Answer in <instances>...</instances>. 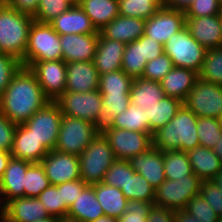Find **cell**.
Here are the masks:
<instances>
[{
  "label": "cell",
  "mask_w": 222,
  "mask_h": 222,
  "mask_svg": "<svg viewBox=\"0 0 222 222\" xmlns=\"http://www.w3.org/2000/svg\"><path fill=\"white\" fill-rule=\"evenodd\" d=\"M164 172L168 180H178L193 173L187 152L163 151Z\"/></svg>",
  "instance_id": "35"
},
{
  "label": "cell",
  "mask_w": 222,
  "mask_h": 222,
  "mask_svg": "<svg viewBox=\"0 0 222 222\" xmlns=\"http://www.w3.org/2000/svg\"><path fill=\"white\" fill-rule=\"evenodd\" d=\"M21 66V61H19L17 58L0 52V96L6 90L12 77Z\"/></svg>",
  "instance_id": "48"
},
{
  "label": "cell",
  "mask_w": 222,
  "mask_h": 222,
  "mask_svg": "<svg viewBox=\"0 0 222 222\" xmlns=\"http://www.w3.org/2000/svg\"><path fill=\"white\" fill-rule=\"evenodd\" d=\"M214 153L222 161V136L219 141L216 143V146L213 148Z\"/></svg>",
  "instance_id": "61"
},
{
  "label": "cell",
  "mask_w": 222,
  "mask_h": 222,
  "mask_svg": "<svg viewBox=\"0 0 222 222\" xmlns=\"http://www.w3.org/2000/svg\"><path fill=\"white\" fill-rule=\"evenodd\" d=\"M49 216L65 220V202H62L61 189L49 185L38 197Z\"/></svg>",
  "instance_id": "43"
},
{
  "label": "cell",
  "mask_w": 222,
  "mask_h": 222,
  "mask_svg": "<svg viewBox=\"0 0 222 222\" xmlns=\"http://www.w3.org/2000/svg\"><path fill=\"white\" fill-rule=\"evenodd\" d=\"M105 215L96 198L94 184L87 185L72 203L67 212L66 221L91 222Z\"/></svg>",
  "instance_id": "24"
},
{
  "label": "cell",
  "mask_w": 222,
  "mask_h": 222,
  "mask_svg": "<svg viewBox=\"0 0 222 222\" xmlns=\"http://www.w3.org/2000/svg\"><path fill=\"white\" fill-rule=\"evenodd\" d=\"M100 132L94 123L63 115L55 150L79 156Z\"/></svg>",
  "instance_id": "6"
},
{
  "label": "cell",
  "mask_w": 222,
  "mask_h": 222,
  "mask_svg": "<svg viewBox=\"0 0 222 222\" xmlns=\"http://www.w3.org/2000/svg\"><path fill=\"white\" fill-rule=\"evenodd\" d=\"M194 0H164V6L172 10L185 12Z\"/></svg>",
  "instance_id": "57"
},
{
  "label": "cell",
  "mask_w": 222,
  "mask_h": 222,
  "mask_svg": "<svg viewBox=\"0 0 222 222\" xmlns=\"http://www.w3.org/2000/svg\"><path fill=\"white\" fill-rule=\"evenodd\" d=\"M49 24L59 35L94 34L98 32L91 19L78 4L72 5L67 11L50 21Z\"/></svg>",
  "instance_id": "21"
},
{
  "label": "cell",
  "mask_w": 222,
  "mask_h": 222,
  "mask_svg": "<svg viewBox=\"0 0 222 222\" xmlns=\"http://www.w3.org/2000/svg\"><path fill=\"white\" fill-rule=\"evenodd\" d=\"M198 117L183 104L176 115L153 133V147L162 151L188 152L200 146L197 133Z\"/></svg>",
  "instance_id": "2"
},
{
  "label": "cell",
  "mask_w": 222,
  "mask_h": 222,
  "mask_svg": "<svg viewBox=\"0 0 222 222\" xmlns=\"http://www.w3.org/2000/svg\"><path fill=\"white\" fill-rule=\"evenodd\" d=\"M7 211V202L4 197V193L2 192V188L0 186V219H5Z\"/></svg>",
  "instance_id": "60"
},
{
  "label": "cell",
  "mask_w": 222,
  "mask_h": 222,
  "mask_svg": "<svg viewBox=\"0 0 222 222\" xmlns=\"http://www.w3.org/2000/svg\"><path fill=\"white\" fill-rule=\"evenodd\" d=\"M62 117L60 106L55 101H50L22 125L31 131L48 151H52L56 147Z\"/></svg>",
  "instance_id": "10"
},
{
  "label": "cell",
  "mask_w": 222,
  "mask_h": 222,
  "mask_svg": "<svg viewBox=\"0 0 222 222\" xmlns=\"http://www.w3.org/2000/svg\"><path fill=\"white\" fill-rule=\"evenodd\" d=\"M55 102L63 115L94 123L101 129L102 94L100 91L64 93Z\"/></svg>",
  "instance_id": "8"
},
{
  "label": "cell",
  "mask_w": 222,
  "mask_h": 222,
  "mask_svg": "<svg viewBox=\"0 0 222 222\" xmlns=\"http://www.w3.org/2000/svg\"><path fill=\"white\" fill-rule=\"evenodd\" d=\"M91 222H118V220L115 219V218L103 215V216H101V217H99L96 220L91 221Z\"/></svg>",
  "instance_id": "63"
},
{
  "label": "cell",
  "mask_w": 222,
  "mask_h": 222,
  "mask_svg": "<svg viewBox=\"0 0 222 222\" xmlns=\"http://www.w3.org/2000/svg\"><path fill=\"white\" fill-rule=\"evenodd\" d=\"M163 46L173 66L200 72L207 49L190 35L186 27L172 35Z\"/></svg>",
  "instance_id": "7"
},
{
  "label": "cell",
  "mask_w": 222,
  "mask_h": 222,
  "mask_svg": "<svg viewBox=\"0 0 222 222\" xmlns=\"http://www.w3.org/2000/svg\"><path fill=\"white\" fill-rule=\"evenodd\" d=\"M101 133L108 140L116 159L129 160L153 147L149 133L117 128H102Z\"/></svg>",
  "instance_id": "12"
},
{
  "label": "cell",
  "mask_w": 222,
  "mask_h": 222,
  "mask_svg": "<svg viewBox=\"0 0 222 222\" xmlns=\"http://www.w3.org/2000/svg\"><path fill=\"white\" fill-rule=\"evenodd\" d=\"M198 78L222 85V47L207 49Z\"/></svg>",
  "instance_id": "40"
},
{
  "label": "cell",
  "mask_w": 222,
  "mask_h": 222,
  "mask_svg": "<svg viewBox=\"0 0 222 222\" xmlns=\"http://www.w3.org/2000/svg\"><path fill=\"white\" fill-rule=\"evenodd\" d=\"M218 121H219V123H220V125H221V128H222V113H221V115L218 117Z\"/></svg>",
  "instance_id": "66"
},
{
  "label": "cell",
  "mask_w": 222,
  "mask_h": 222,
  "mask_svg": "<svg viewBox=\"0 0 222 222\" xmlns=\"http://www.w3.org/2000/svg\"><path fill=\"white\" fill-rule=\"evenodd\" d=\"M212 182L222 190V170L212 179Z\"/></svg>",
  "instance_id": "64"
},
{
  "label": "cell",
  "mask_w": 222,
  "mask_h": 222,
  "mask_svg": "<svg viewBox=\"0 0 222 222\" xmlns=\"http://www.w3.org/2000/svg\"><path fill=\"white\" fill-rule=\"evenodd\" d=\"M174 217L175 210L153 204L146 222H175Z\"/></svg>",
  "instance_id": "56"
},
{
  "label": "cell",
  "mask_w": 222,
  "mask_h": 222,
  "mask_svg": "<svg viewBox=\"0 0 222 222\" xmlns=\"http://www.w3.org/2000/svg\"><path fill=\"white\" fill-rule=\"evenodd\" d=\"M4 4V0H0V7Z\"/></svg>",
  "instance_id": "67"
},
{
  "label": "cell",
  "mask_w": 222,
  "mask_h": 222,
  "mask_svg": "<svg viewBox=\"0 0 222 222\" xmlns=\"http://www.w3.org/2000/svg\"><path fill=\"white\" fill-rule=\"evenodd\" d=\"M33 21L5 3L0 7V52L14 56L22 66Z\"/></svg>",
  "instance_id": "3"
},
{
  "label": "cell",
  "mask_w": 222,
  "mask_h": 222,
  "mask_svg": "<svg viewBox=\"0 0 222 222\" xmlns=\"http://www.w3.org/2000/svg\"><path fill=\"white\" fill-rule=\"evenodd\" d=\"M49 102L34 73L28 67L21 66L0 96V112L19 125Z\"/></svg>",
  "instance_id": "1"
},
{
  "label": "cell",
  "mask_w": 222,
  "mask_h": 222,
  "mask_svg": "<svg viewBox=\"0 0 222 222\" xmlns=\"http://www.w3.org/2000/svg\"><path fill=\"white\" fill-rule=\"evenodd\" d=\"M50 185H59L80 178L79 156L57 150L49 153L40 162Z\"/></svg>",
  "instance_id": "15"
},
{
  "label": "cell",
  "mask_w": 222,
  "mask_h": 222,
  "mask_svg": "<svg viewBox=\"0 0 222 222\" xmlns=\"http://www.w3.org/2000/svg\"><path fill=\"white\" fill-rule=\"evenodd\" d=\"M185 13L162 6L154 15L146 19L144 35L164 45L174 34L185 27Z\"/></svg>",
  "instance_id": "14"
},
{
  "label": "cell",
  "mask_w": 222,
  "mask_h": 222,
  "mask_svg": "<svg viewBox=\"0 0 222 222\" xmlns=\"http://www.w3.org/2000/svg\"><path fill=\"white\" fill-rule=\"evenodd\" d=\"M198 79V73L183 67H173L160 81L165 96L184 101Z\"/></svg>",
  "instance_id": "27"
},
{
  "label": "cell",
  "mask_w": 222,
  "mask_h": 222,
  "mask_svg": "<svg viewBox=\"0 0 222 222\" xmlns=\"http://www.w3.org/2000/svg\"><path fill=\"white\" fill-rule=\"evenodd\" d=\"M199 194L222 217V190L212 180L201 182Z\"/></svg>",
  "instance_id": "51"
},
{
  "label": "cell",
  "mask_w": 222,
  "mask_h": 222,
  "mask_svg": "<svg viewBox=\"0 0 222 222\" xmlns=\"http://www.w3.org/2000/svg\"><path fill=\"white\" fill-rule=\"evenodd\" d=\"M78 5L98 31L119 15L118 0H79Z\"/></svg>",
  "instance_id": "29"
},
{
  "label": "cell",
  "mask_w": 222,
  "mask_h": 222,
  "mask_svg": "<svg viewBox=\"0 0 222 222\" xmlns=\"http://www.w3.org/2000/svg\"><path fill=\"white\" fill-rule=\"evenodd\" d=\"M64 221L65 220L57 218V217L48 216V217L39 219L36 222H64Z\"/></svg>",
  "instance_id": "62"
},
{
  "label": "cell",
  "mask_w": 222,
  "mask_h": 222,
  "mask_svg": "<svg viewBox=\"0 0 222 222\" xmlns=\"http://www.w3.org/2000/svg\"><path fill=\"white\" fill-rule=\"evenodd\" d=\"M133 78L121 69L100 75L98 90L101 94H129Z\"/></svg>",
  "instance_id": "38"
},
{
  "label": "cell",
  "mask_w": 222,
  "mask_h": 222,
  "mask_svg": "<svg viewBox=\"0 0 222 222\" xmlns=\"http://www.w3.org/2000/svg\"><path fill=\"white\" fill-rule=\"evenodd\" d=\"M119 15L149 19L162 6L164 0H118Z\"/></svg>",
  "instance_id": "37"
},
{
  "label": "cell",
  "mask_w": 222,
  "mask_h": 222,
  "mask_svg": "<svg viewBox=\"0 0 222 222\" xmlns=\"http://www.w3.org/2000/svg\"><path fill=\"white\" fill-rule=\"evenodd\" d=\"M184 210L200 222H221V217L200 194L192 197Z\"/></svg>",
  "instance_id": "45"
},
{
  "label": "cell",
  "mask_w": 222,
  "mask_h": 222,
  "mask_svg": "<svg viewBox=\"0 0 222 222\" xmlns=\"http://www.w3.org/2000/svg\"><path fill=\"white\" fill-rule=\"evenodd\" d=\"M104 128L126 129L131 131L149 133L153 136V133L147 126V119L144 110L132 103H130L128 109L116 115L115 119L109 126H106Z\"/></svg>",
  "instance_id": "34"
},
{
  "label": "cell",
  "mask_w": 222,
  "mask_h": 222,
  "mask_svg": "<svg viewBox=\"0 0 222 222\" xmlns=\"http://www.w3.org/2000/svg\"><path fill=\"white\" fill-rule=\"evenodd\" d=\"M10 153L14 158L40 163L49 151L31 134V131L19 124L14 132Z\"/></svg>",
  "instance_id": "22"
},
{
  "label": "cell",
  "mask_w": 222,
  "mask_h": 222,
  "mask_svg": "<svg viewBox=\"0 0 222 222\" xmlns=\"http://www.w3.org/2000/svg\"><path fill=\"white\" fill-rule=\"evenodd\" d=\"M48 216L38 198L21 197L7 202L5 222H36Z\"/></svg>",
  "instance_id": "26"
},
{
  "label": "cell",
  "mask_w": 222,
  "mask_h": 222,
  "mask_svg": "<svg viewBox=\"0 0 222 222\" xmlns=\"http://www.w3.org/2000/svg\"><path fill=\"white\" fill-rule=\"evenodd\" d=\"M197 133L200 146L213 149L222 136V128L218 118L198 117Z\"/></svg>",
  "instance_id": "42"
},
{
  "label": "cell",
  "mask_w": 222,
  "mask_h": 222,
  "mask_svg": "<svg viewBox=\"0 0 222 222\" xmlns=\"http://www.w3.org/2000/svg\"><path fill=\"white\" fill-rule=\"evenodd\" d=\"M127 181V160L116 159L106 172L103 183L121 189Z\"/></svg>",
  "instance_id": "50"
},
{
  "label": "cell",
  "mask_w": 222,
  "mask_h": 222,
  "mask_svg": "<svg viewBox=\"0 0 222 222\" xmlns=\"http://www.w3.org/2000/svg\"><path fill=\"white\" fill-rule=\"evenodd\" d=\"M100 74L93 61L66 63V86L69 92H90L99 87Z\"/></svg>",
  "instance_id": "18"
},
{
  "label": "cell",
  "mask_w": 222,
  "mask_h": 222,
  "mask_svg": "<svg viewBox=\"0 0 222 222\" xmlns=\"http://www.w3.org/2000/svg\"><path fill=\"white\" fill-rule=\"evenodd\" d=\"M128 161L131 168L141 174L154 189L166 180L162 150L151 147L145 153L132 156Z\"/></svg>",
  "instance_id": "19"
},
{
  "label": "cell",
  "mask_w": 222,
  "mask_h": 222,
  "mask_svg": "<svg viewBox=\"0 0 222 222\" xmlns=\"http://www.w3.org/2000/svg\"><path fill=\"white\" fill-rule=\"evenodd\" d=\"M182 104L197 117L218 118L222 113V85L198 78Z\"/></svg>",
  "instance_id": "11"
},
{
  "label": "cell",
  "mask_w": 222,
  "mask_h": 222,
  "mask_svg": "<svg viewBox=\"0 0 222 222\" xmlns=\"http://www.w3.org/2000/svg\"><path fill=\"white\" fill-rule=\"evenodd\" d=\"M12 157L11 153L5 150H0V181L4 175L7 168L8 162Z\"/></svg>",
  "instance_id": "59"
},
{
  "label": "cell",
  "mask_w": 222,
  "mask_h": 222,
  "mask_svg": "<svg viewBox=\"0 0 222 222\" xmlns=\"http://www.w3.org/2000/svg\"><path fill=\"white\" fill-rule=\"evenodd\" d=\"M163 47L164 46L161 43L157 42L153 38L142 35L143 60H147V62H149L152 59L157 58L164 53Z\"/></svg>",
  "instance_id": "54"
},
{
  "label": "cell",
  "mask_w": 222,
  "mask_h": 222,
  "mask_svg": "<svg viewBox=\"0 0 222 222\" xmlns=\"http://www.w3.org/2000/svg\"><path fill=\"white\" fill-rule=\"evenodd\" d=\"M175 222H200L197 218L193 217L186 210H175Z\"/></svg>",
  "instance_id": "58"
},
{
  "label": "cell",
  "mask_w": 222,
  "mask_h": 222,
  "mask_svg": "<svg viewBox=\"0 0 222 222\" xmlns=\"http://www.w3.org/2000/svg\"><path fill=\"white\" fill-rule=\"evenodd\" d=\"M36 76L50 101L57 100L65 91L66 62L64 60L32 62L27 66Z\"/></svg>",
  "instance_id": "13"
},
{
  "label": "cell",
  "mask_w": 222,
  "mask_h": 222,
  "mask_svg": "<svg viewBox=\"0 0 222 222\" xmlns=\"http://www.w3.org/2000/svg\"><path fill=\"white\" fill-rule=\"evenodd\" d=\"M60 35L49 23L33 21L24 56V66L32 62L63 60Z\"/></svg>",
  "instance_id": "5"
},
{
  "label": "cell",
  "mask_w": 222,
  "mask_h": 222,
  "mask_svg": "<svg viewBox=\"0 0 222 222\" xmlns=\"http://www.w3.org/2000/svg\"><path fill=\"white\" fill-rule=\"evenodd\" d=\"M71 6L67 0H40L33 19L37 22L49 23Z\"/></svg>",
  "instance_id": "44"
},
{
  "label": "cell",
  "mask_w": 222,
  "mask_h": 222,
  "mask_svg": "<svg viewBox=\"0 0 222 222\" xmlns=\"http://www.w3.org/2000/svg\"><path fill=\"white\" fill-rule=\"evenodd\" d=\"M172 60L165 53L147 62L142 78L160 82L173 69Z\"/></svg>",
  "instance_id": "46"
},
{
  "label": "cell",
  "mask_w": 222,
  "mask_h": 222,
  "mask_svg": "<svg viewBox=\"0 0 222 222\" xmlns=\"http://www.w3.org/2000/svg\"><path fill=\"white\" fill-rule=\"evenodd\" d=\"M127 200H138L143 202L154 203L155 189L139 173L131 168L127 160V181L120 189Z\"/></svg>",
  "instance_id": "33"
},
{
  "label": "cell",
  "mask_w": 222,
  "mask_h": 222,
  "mask_svg": "<svg viewBox=\"0 0 222 222\" xmlns=\"http://www.w3.org/2000/svg\"><path fill=\"white\" fill-rule=\"evenodd\" d=\"M153 204L138 200H128L126 211L118 219V222H146Z\"/></svg>",
  "instance_id": "49"
},
{
  "label": "cell",
  "mask_w": 222,
  "mask_h": 222,
  "mask_svg": "<svg viewBox=\"0 0 222 222\" xmlns=\"http://www.w3.org/2000/svg\"><path fill=\"white\" fill-rule=\"evenodd\" d=\"M222 12V0H194L186 9L185 17H203L219 15Z\"/></svg>",
  "instance_id": "47"
},
{
  "label": "cell",
  "mask_w": 222,
  "mask_h": 222,
  "mask_svg": "<svg viewBox=\"0 0 222 222\" xmlns=\"http://www.w3.org/2000/svg\"><path fill=\"white\" fill-rule=\"evenodd\" d=\"M50 185L41 163H32L26 171L24 197L37 198Z\"/></svg>",
  "instance_id": "41"
},
{
  "label": "cell",
  "mask_w": 222,
  "mask_h": 222,
  "mask_svg": "<svg viewBox=\"0 0 222 222\" xmlns=\"http://www.w3.org/2000/svg\"><path fill=\"white\" fill-rule=\"evenodd\" d=\"M129 94H102L101 129L109 126L115 116L128 109Z\"/></svg>",
  "instance_id": "39"
},
{
  "label": "cell",
  "mask_w": 222,
  "mask_h": 222,
  "mask_svg": "<svg viewBox=\"0 0 222 222\" xmlns=\"http://www.w3.org/2000/svg\"><path fill=\"white\" fill-rule=\"evenodd\" d=\"M115 160L108 140L100 132L79 155L80 178L87 185L102 182Z\"/></svg>",
  "instance_id": "4"
},
{
  "label": "cell",
  "mask_w": 222,
  "mask_h": 222,
  "mask_svg": "<svg viewBox=\"0 0 222 222\" xmlns=\"http://www.w3.org/2000/svg\"><path fill=\"white\" fill-rule=\"evenodd\" d=\"M58 189H61L62 202H65V220L67 218V212L72 203L78 197L79 193L87 186L82 180L67 181L65 183L56 185Z\"/></svg>",
  "instance_id": "52"
},
{
  "label": "cell",
  "mask_w": 222,
  "mask_h": 222,
  "mask_svg": "<svg viewBox=\"0 0 222 222\" xmlns=\"http://www.w3.org/2000/svg\"><path fill=\"white\" fill-rule=\"evenodd\" d=\"M193 173L202 181L212 180L221 170L222 161L213 149L196 147L187 152Z\"/></svg>",
  "instance_id": "28"
},
{
  "label": "cell",
  "mask_w": 222,
  "mask_h": 222,
  "mask_svg": "<svg viewBox=\"0 0 222 222\" xmlns=\"http://www.w3.org/2000/svg\"><path fill=\"white\" fill-rule=\"evenodd\" d=\"M126 44L105 38L100 32L93 64L100 75L122 68V57Z\"/></svg>",
  "instance_id": "20"
},
{
  "label": "cell",
  "mask_w": 222,
  "mask_h": 222,
  "mask_svg": "<svg viewBox=\"0 0 222 222\" xmlns=\"http://www.w3.org/2000/svg\"><path fill=\"white\" fill-rule=\"evenodd\" d=\"M40 0H4V3L16 11L34 17Z\"/></svg>",
  "instance_id": "55"
},
{
  "label": "cell",
  "mask_w": 222,
  "mask_h": 222,
  "mask_svg": "<svg viewBox=\"0 0 222 222\" xmlns=\"http://www.w3.org/2000/svg\"><path fill=\"white\" fill-rule=\"evenodd\" d=\"M201 182L194 173L178 180L166 179L155 189L154 204L173 210L185 209L188 201L199 195Z\"/></svg>",
  "instance_id": "9"
},
{
  "label": "cell",
  "mask_w": 222,
  "mask_h": 222,
  "mask_svg": "<svg viewBox=\"0 0 222 222\" xmlns=\"http://www.w3.org/2000/svg\"><path fill=\"white\" fill-rule=\"evenodd\" d=\"M147 60H143L142 36L126 44L122 57V68L128 76L133 79L140 78L143 74Z\"/></svg>",
  "instance_id": "36"
},
{
  "label": "cell",
  "mask_w": 222,
  "mask_h": 222,
  "mask_svg": "<svg viewBox=\"0 0 222 222\" xmlns=\"http://www.w3.org/2000/svg\"><path fill=\"white\" fill-rule=\"evenodd\" d=\"M17 125L0 112V150L10 152Z\"/></svg>",
  "instance_id": "53"
},
{
  "label": "cell",
  "mask_w": 222,
  "mask_h": 222,
  "mask_svg": "<svg viewBox=\"0 0 222 222\" xmlns=\"http://www.w3.org/2000/svg\"><path fill=\"white\" fill-rule=\"evenodd\" d=\"M181 105L182 101L164 96L159 103L151 107H144L147 126L150 131L154 133L159 128L165 126L176 115Z\"/></svg>",
  "instance_id": "32"
},
{
  "label": "cell",
  "mask_w": 222,
  "mask_h": 222,
  "mask_svg": "<svg viewBox=\"0 0 222 222\" xmlns=\"http://www.w3.org/2000/svg\"><path fill=\"white\" fill-rule=\"evenodd\" d=\"M94 191L106 216L118 220L126 211L128 200L119 188L100 182L94 184Z\"/></svg>",
  "instance_id": "30"
},
{
  "label": "cell",
  "mask_w": 222,
  "mask_h": 222,
  "mask_svg": "<svg viewBox=\"0 0 222 222\" xmlns=\"http://www.w3.org/2000/svg\"><path fill=\"white\" fill-rule=\"evenodd\" d=\"M71 5H77L79 0H67Z\"/></svg>",
  "instance_id": "65"
},
{
  "label": "cell",
  "mask_w": 222,
  "mask_h": 222,
  "mask_svg": "<svg viewBox=\"0 0 222 222\" xmlns=\"http://www.w3.org/2000/svg\"><path fill=\"white\" fill-rule=\"evenodd\" d=\"M185 18V27L199 44L206 49L222 47L221 14Z\"/></svg>",
  "instance_id": "16"
},
{
  "label": "cell",
  "mask_w": 222,
  "mask_h": 222,
  "mask_svg": "<svg viewBox=\"0 0 222 222\" xmlns=\"http://www.w3.org/2000/svg\"><path fill=\"white\" fill-rule=\"evenodd\" d=\"M99 31L94 34L60 35L63 60L67 62L93 61Z\"/></svg>",
  "instance_id": "17"
},
{
  "label": "cell",
  "mask_w": 222,
  "mask_h": 222,
  "mask_svg": "<svg viewBox=\"0 0 222 222\" xmlns=\"http://www.w3.org/2000/svg\"><path fill=\"white\" fill-rule=\"evenodd\" d=\"M129 95L131 103L144 110L159 103L165 93L160 82L140 77L133 80Z\"/></svg>",
  "instance_id": "31"
},
{
  "label": "cell",
  "mask_w": 222,
  "mask_h": 222,
  "mask_svg": "<svg viewBox=\"0 0 222 222\" xmlns=\"http://www.w3.org/2000/svg\"><path fill=\"white\" fill-rule=\"evenodd\" d=\"M145 23L141 18L118 15L99 32L105 38L128 44L144 35Z\"/></svg>",
  "instance_id": "23"
},
{
  "label": "cell",
  "mask_w": 222,
  "mask_h": 222,
  "mask_svg": "<svg viewBox=\"0 0 222 222\" xmlns=\"http://www.w3.org/2000/svg\"><path fill=\"white\" fill-rule=\"evenodd\" d=\"M32 163L26 160L11 157L4 175L0 181V186L6 202L15 198L24 197L25 175L27 168Z\"/></svg>",
  "instance_id": "25"
}]
</instances>
